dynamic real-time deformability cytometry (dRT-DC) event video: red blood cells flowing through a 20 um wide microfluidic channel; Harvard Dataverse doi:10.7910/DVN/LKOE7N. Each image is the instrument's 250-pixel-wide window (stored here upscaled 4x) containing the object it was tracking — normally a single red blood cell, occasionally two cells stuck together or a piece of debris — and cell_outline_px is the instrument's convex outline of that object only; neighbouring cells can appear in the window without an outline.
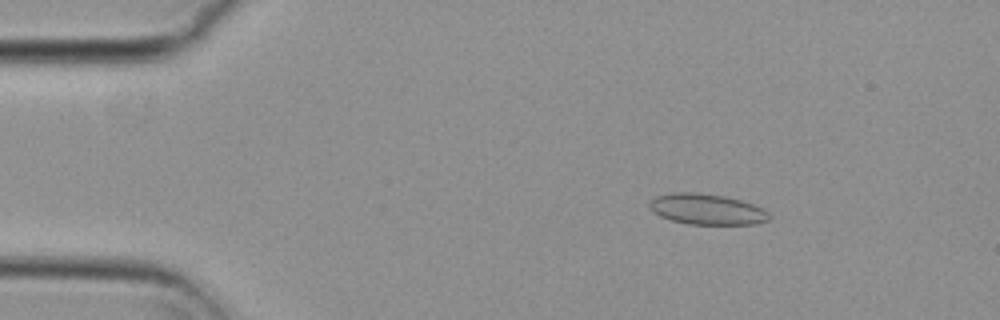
{"species": "common noctule bat (a hibernating species)", "species_latin": "Nyctalus noctula", "temperature_condition": "cold", "stored_images_in_passage": 53, "camera_frame_rate_fps": 3000, "um_per_image_px": 0.085, "animal": {"sex": "female", "body_mass_g": 29.2, "forearm_length_mm": 56.3}, "frame": {"image": 1, "passage_image": 6, "time_ms": 1.667, "image_size_px": [1000, 320], "cell_outline_px": [[772, 216], [768, 220], [756, 224], [688, 224], [672, 220], [660, 216], [648, 204], [656, 196], [672, 192], [692, 192], [724, 196], [740, 200], [764, 208]], "centroid_in_image_um": [60.12, 17.79], "position_along_channel_um": 24.9, "area_um2": 21.27}}
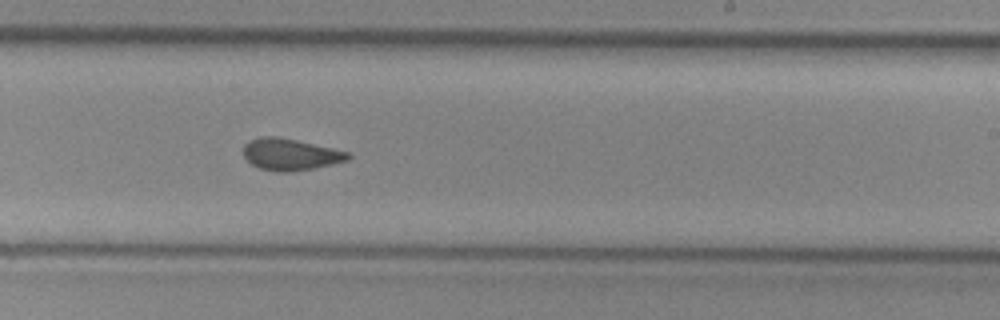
{"frame": {"image": 2, "passage_image": 31, "time_ms": 10.0, "image_size_px": [1000, 320], "cell_outline_px": [[352, 156], [348, 160], [316, 168], [292, 172], [276, 172], [260, 168], [252, 164], [244, 156], [244, 144], [248, 140], [260, 136], [272, 136], [296, 140], [332, 148], [348, 152]], "centroid_in_image_um": [24.67, 13.13], "position_along_channel_um": 264.3, "area_um2": 19.31}}
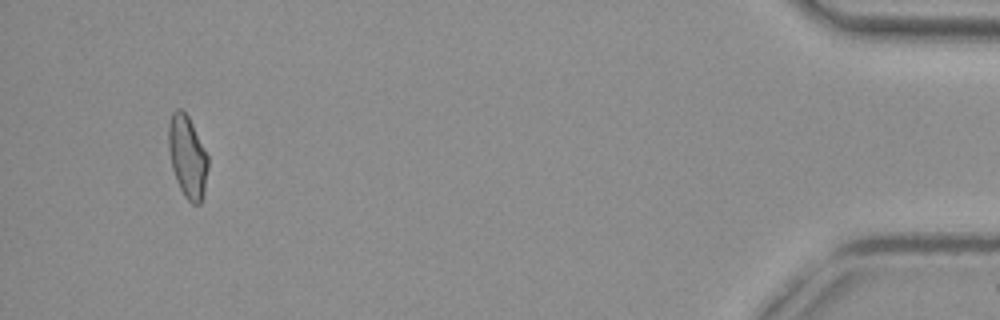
{"frame": {"image": 3, "passage_image": 50, "time_ms": 16.333, "image_size_px": [1000, 320], "cell_outline_px": [[208, 168], [204, 196], [200, 204], [192, 204], [184, 196], [176, 180], [172, 168], [168, 148], [168, 124], [172, 112], [176, 108], [180, 108], [188, 116], [208, 156]], "centroid_in_image_um": [15.93, 13.34], "position_along_channel_um": 419.3, "area_um2": 19.02}, "authors_computed_cell_mechanics": {"area_um2": 19.363, "velocity_mm_per_s": 3.712, "shape_relaxation_time_tau1_ms": null, "shape_relaxation_time_tau2_ms": 1.8262, "deformation_change_tau1": null, "deformation_change_tau2": 0.074}}